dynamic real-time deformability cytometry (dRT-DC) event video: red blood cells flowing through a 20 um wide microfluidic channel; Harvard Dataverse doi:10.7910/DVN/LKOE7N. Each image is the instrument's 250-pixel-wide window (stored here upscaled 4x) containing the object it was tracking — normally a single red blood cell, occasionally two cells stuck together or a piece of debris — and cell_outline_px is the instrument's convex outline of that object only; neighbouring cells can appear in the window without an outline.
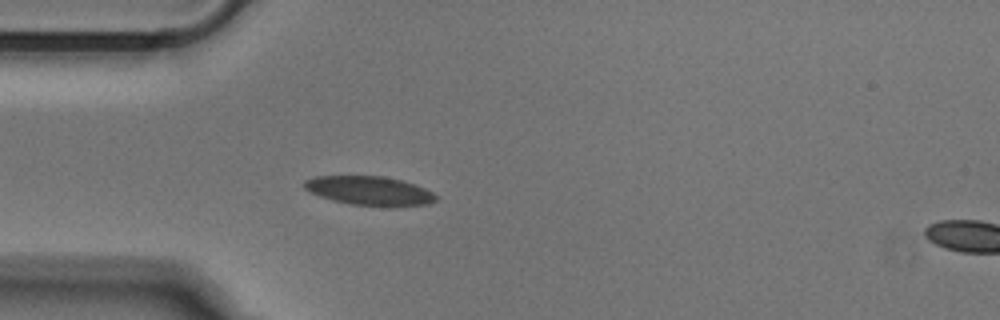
{"species": "Egyptian fruit bat (a non-hibernating species)", "species_latin": "Rousettus aegyptiacus", "temperature_condition": "cold", "stored_images_in_passage": 34, "camera_frame_rate_fps": 3000, "um_per_image_px": 0.085, "animal": {"sex": "male"}, "frame": {"image": 1, "passage_image": 1, "time_ms": 0.0, "image_size_px": [1000, 320], "cell_outline_px": [[440, 196], [436, 200], [428, 204], [352, 204], [332, 200], [320, 196], [304, 188], [304, 180], [316, 176], [384, 176], [400, 180], [424, 188]], "centroid_in_image_um": [31.36, 16.17], "position_along_channel_um": 53.6, "area_um2": 21.39}}
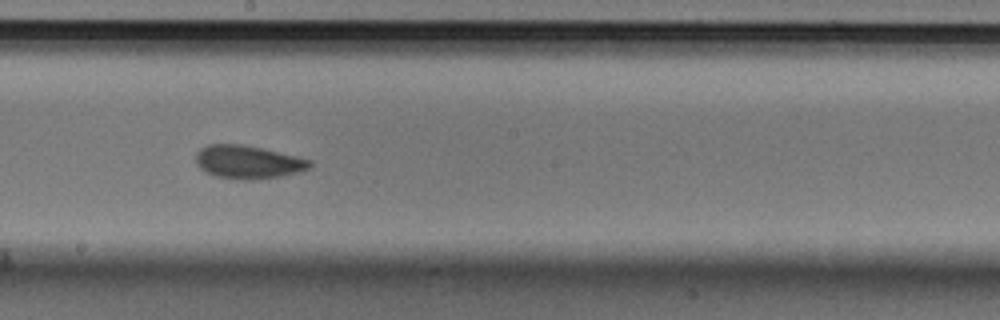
{"frame": {"image": 2, "passage_image": 15, "time_ms": 4.667, "image_size_px": [1000, 320], "cell_outline_px": [[312, 168], [300, 172], [280, 176], [252, 180], [244, 180], [216, 176], [204, 172], [196, 164], [196, 152], [200, 148], [208, 144], [244, 144], [296, 156], [312, 160]], "centroid_in_image_um": [21.08, 13.77], "position_along_channel_um": 227.1, "area_um2": 22.25}}
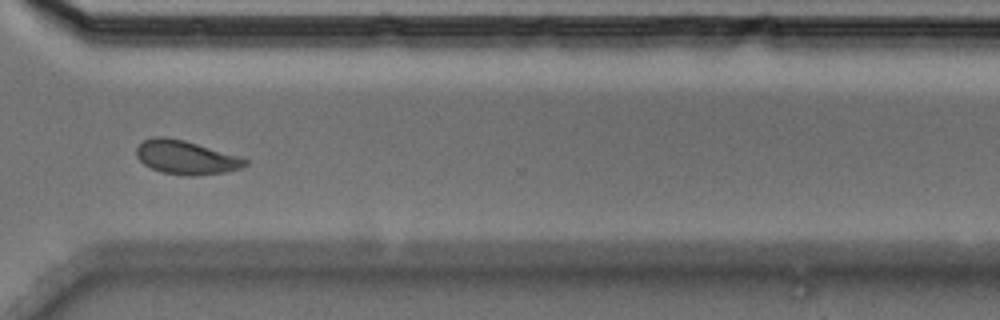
{"frame": {"image": 3, "passage_image": 25, "time_ms": 8.0, "image_size_px": [1000, 320], "cell_outline_px": [[248, 164], [240, 168], [224, 172], [192, 176], [188, 176], [160, 172], [144, 164], [136, 156], [136, 148], [144, 140], [156, 136], [164, 136], [184, 140], [236, 156], [248, 160]], "centroid_in_image_um": [15.76, 13.38], "position_along_channel_um": 354.8, "area_um2": 21.04}}